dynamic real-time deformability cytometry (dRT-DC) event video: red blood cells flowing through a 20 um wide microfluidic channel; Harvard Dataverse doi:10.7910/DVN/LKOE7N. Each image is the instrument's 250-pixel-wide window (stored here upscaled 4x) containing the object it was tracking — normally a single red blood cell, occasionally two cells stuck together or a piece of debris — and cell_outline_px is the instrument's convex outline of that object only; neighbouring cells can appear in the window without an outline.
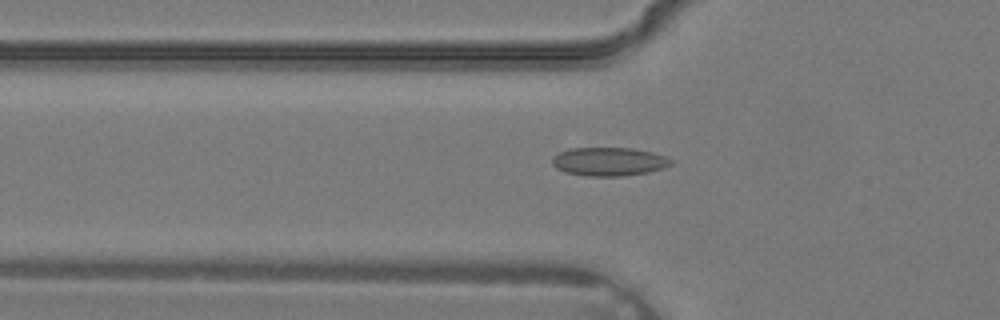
{"species": "common noctule bat (a hibernating species)", "species_latin": "Nyctalus noctula", "temperature_condition": "warm", "stored_images_in_passage": 35, "camera_frame_rate_fps": 3000, "um_per_image_px": 0.085, "animal": {"sex": "male", "body_mass_g": 19.2, "forearm_length_mm": 51.8}, "frame": {"image": 1, "passage_image": 11, "time_ms": 3.333, "image_size_px": [1000, 320], "cell_outline_px": [[672, 164], [664, 168], [648, 172], [624, 176], [584, 176], [564, 172], [556, 168], [552, 164], [552, 156], [560, 152], [572, 148], [632, 148], [652, 152], [664, 156], [672, 160]], "centroid_in_image_um": [51.74, 13.74], "position_along_channel_um": 74.1, "area_um2": 19.83}}
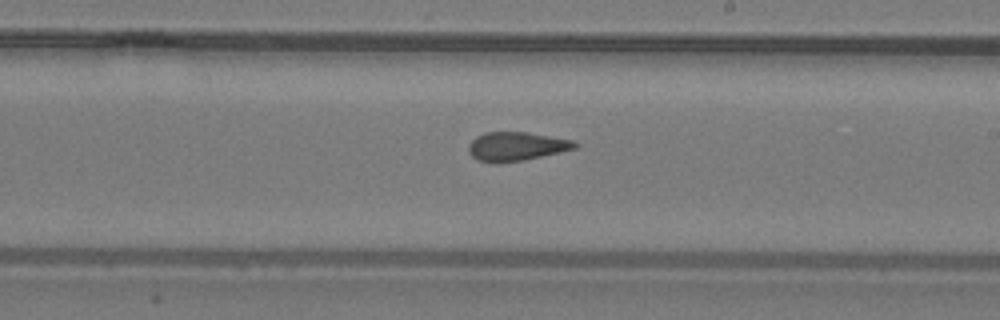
{"frame": {"image": 2, "passage_image": 20, "time_ms": 6.333, "image_size_px": [1000, 320], "cell_outline_px": [[580, 144], [576, 148], [540, 156], [520, 160], [496, 164], [476, 160], [468, 152], [468, 148], [472, 140], [476, 136], [484, 132], [528, 132], [572, 140]], "centroid_in_image_um": [43.84, 12.44], "position_along_channel_um": 245.2, "area_um2": 17.8}}
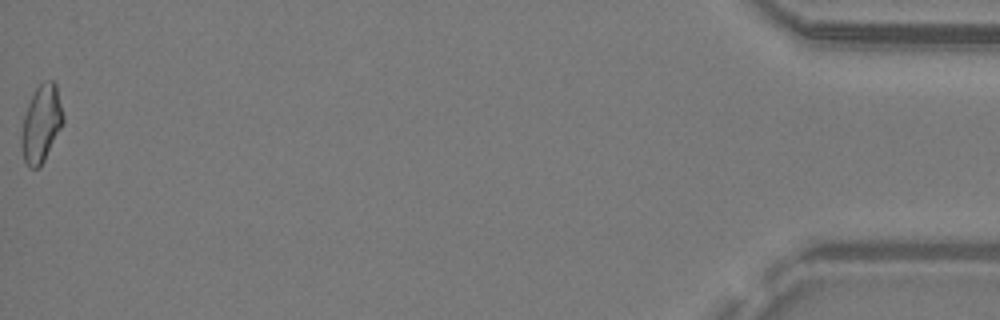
{"frame": {"image": 3, "passage_image": 35, "time_ms": 11.333, "image_size_px": [1000, 320], "cell_outline_px": [[64, 124], [40, 168], [28, 168], [24, 160], [20, 144], [20, 136], [24, 116], [28, 104], [36, 88], [40, 84], [48, 80], [52, 80], [56, 84], [64, 116]], "centroid_in_image_um": [3.51, 10.56], "position_along_channel_um": 431.7, "area_um2": 18.96}}